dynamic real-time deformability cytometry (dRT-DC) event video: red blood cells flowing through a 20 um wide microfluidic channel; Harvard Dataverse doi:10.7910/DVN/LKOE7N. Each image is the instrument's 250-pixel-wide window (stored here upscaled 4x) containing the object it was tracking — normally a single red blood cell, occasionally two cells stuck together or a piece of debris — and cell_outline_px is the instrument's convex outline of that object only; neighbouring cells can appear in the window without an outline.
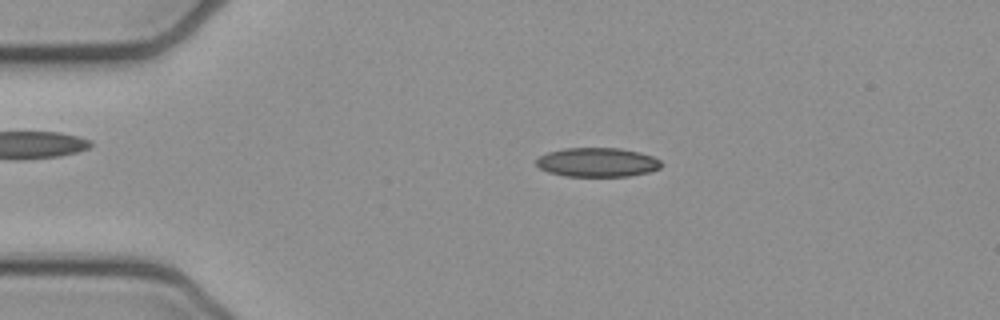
{"species": "common noctule bat (a hibernating species)", "species_latin": "Nyctalus noctula", "temperature_condition": "cold", "stored_images_in_passage": 52, "camera_frame_rate_fps": 3000, "um_per_image_px": 0.085, "animal": {"sex": "female", "body_mass_g": 21.9}, "frame": {"image": 1, "passage_image": 11, "time_ms": 3.333, "image_size_px": [1000, 320], "cell_outline_px": [[664, 164], [660, 168], [648, 172], [628, 176], [568, 176], [548, 172], [540, 168], [536, 164], [536, 160], [540, 156], [548, 152], [564, 148], [620, 148], [640, 152], [652, 156], [660, 160]], "centroid_in_image_um": [50.8, 13.79], "position_along_channel_um": 34.2, "area_um2": 21.21}}
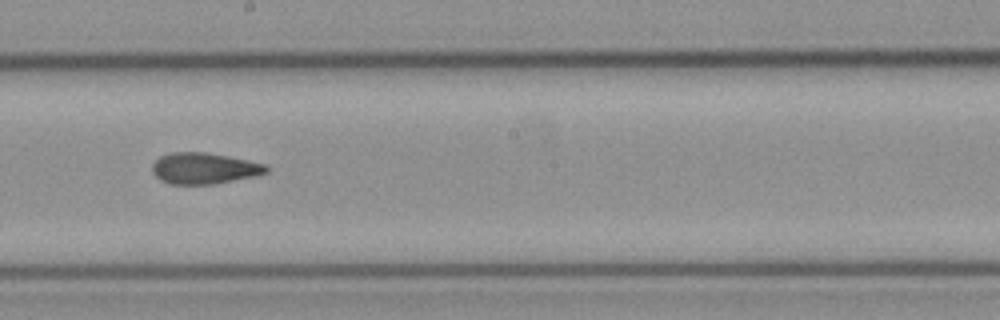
{"frame": {"image": 2, "passage_image": 29, "time_ms": 9.333, "image_size_px": [1000, 320], "cell_outline_px": [[268, 172], [256, 176], [212, 184], [168, 184], [160, 180], [152, 172], [152, 164], [160, 156], [172, 152], [204, 152], [228, 156], [248, 160], [264, 164], [268, 168]], "centroid_in_image_um": [17.33, 14.31], "position_along_channel_um": 230.9, "area_um2": 20.69}}
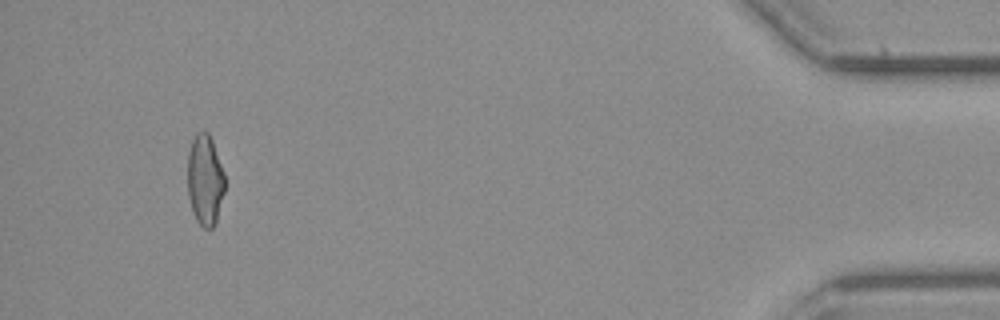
{"frame": {"image": 3, "passage_image": 49, "time_ms": 16.0, "image_size_px": [1000, 320], "cell_outline_px": [[224, 192], [216, 224], [212, 228], [204, 228], [196, 220], [188, 196], [188, 152], [192, 140], [196, 132], [204, 128], [208, 132], [212, 140], [224, 172]], "centroid_in_image_um": [17.42, 15.27], "position_along_channel_um": 417.8, "area_um2": 19.83}, "authors_computed_cell_mechanics": {"area_um2": 20.7791, "velocity_mm_per_s": 3.9428, "shape_relaxation_time_tau1_ms": null, "shape_relaxation_time_tau2_ms": 2.8934, "deformation_change_tau1": null, "deformation_change_tau2": 0.0971}}